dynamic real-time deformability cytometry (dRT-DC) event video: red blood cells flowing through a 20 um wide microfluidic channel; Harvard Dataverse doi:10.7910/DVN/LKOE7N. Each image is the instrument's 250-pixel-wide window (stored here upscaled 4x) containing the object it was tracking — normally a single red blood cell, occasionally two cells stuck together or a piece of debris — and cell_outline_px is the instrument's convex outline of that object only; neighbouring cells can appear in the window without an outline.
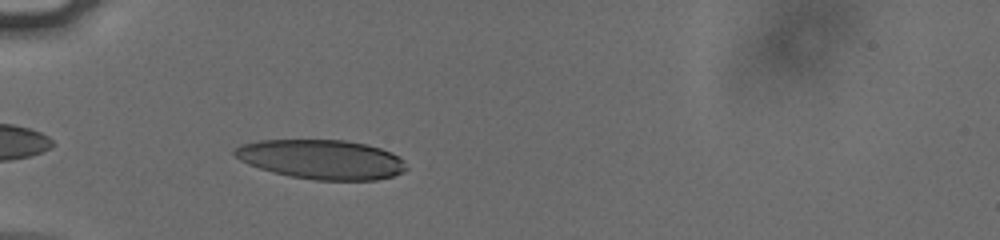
{"species": "human", "species_latin": "Homo sapiens", "temperature_condition": "cold", "stored_images_in_passage": 32, "camera_frame_rate_fps": 3000, "um_per_image_px": 0.085, "donor": {"sex": "male"}, "frame": {"image": 1, "passage_image": 3, "time_ms": 0.667, "image_size_px": [1000, 240], "cell_outline_px": [[408, 168], [404, 172], [392, 176], [376, 180], [316, 180], [288, 176], [272, 172], [248, 164], [240, 160], [232, 152], [232, 148], [244, 144], [260, 140], [344, 140], [368, 144], [392, 152], [400, 156], [404, 160]], "centroid_in_image_um": [27.36, 13.55], "position_along_channel_um": 57.6, "area_um2": 39.71}}
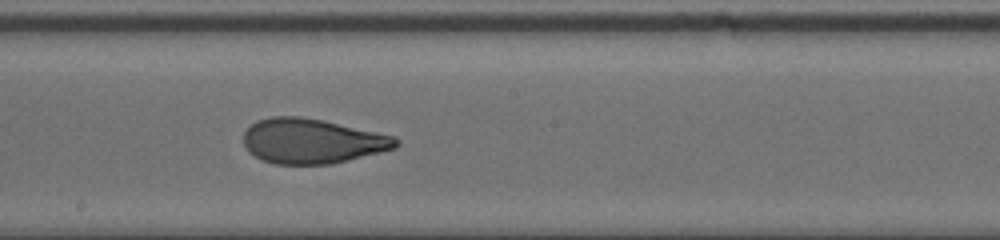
{"frame": {"image": 2, "passage_image": 17, "time_ms": 5.333, "image_size_px": [1000, 240], "cell_outline_px": [[400, 144], [396, 148], [332, 164], [276, 164], [260, 160], [248, 152], [244, 144], [244, 132], [256, 120], [272, 116], [300, 116], [324, 120], [396, 136], [400, 140]], "centroid_in_image_um": [26.54, 11.99], "position_along_channel_um": 221.7, "area_um2": 40.17}}
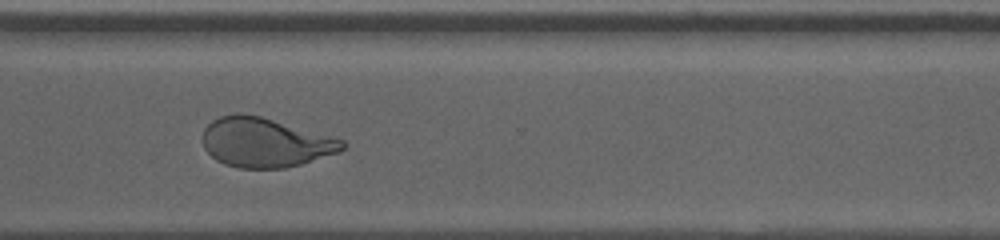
{"frame": {"image": 3, "passage_image": 27, "time_ms": 8.667, "image_size_px": [1000, 240], "cell_outline_px": [[348, 144], [340, 152], [300, 164], [284, 168], [240, 168], [224, 164], [216, 160], [204, 148], [204, 128], [212, 120], [220, 116], [236, 112], [260, 116], [344, 140]], "centroid_in_image_um": [22.53, 12.11], "position_along_channel_um": 348.1, "area_um2": 40.0}, "authors_computed_cell_mechanics": {"area_um2": 40.1421, "velocity_mm_per_s": 3.8069, "shape_relaxation_time_tau1_ms": 5.5619, "shape_relaxation_time_tau2_ms": 1.3722, "deformation_change_tau1": 0.2064, "deformation_change_tau2": 0.0861}}